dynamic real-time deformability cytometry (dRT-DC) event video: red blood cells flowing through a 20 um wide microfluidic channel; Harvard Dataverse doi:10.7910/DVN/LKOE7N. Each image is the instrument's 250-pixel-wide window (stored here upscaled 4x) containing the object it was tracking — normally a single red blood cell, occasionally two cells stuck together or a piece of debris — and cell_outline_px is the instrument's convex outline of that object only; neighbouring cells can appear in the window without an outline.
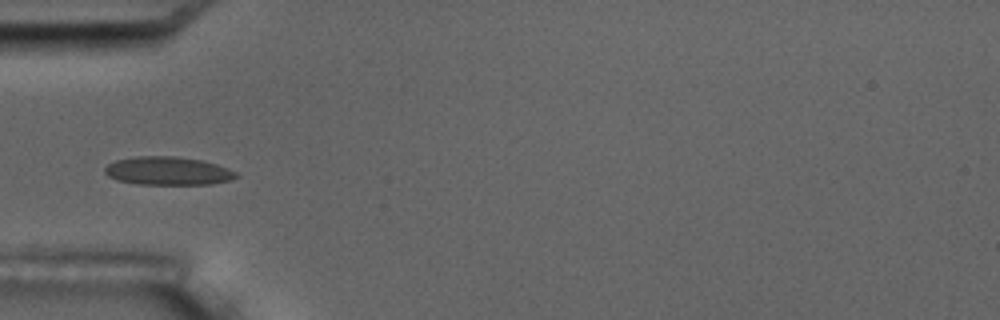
{"species": "common noctule bat (a hibernating species)", "species_latin": "Nyctalus noctula", "temperature_condition": "room temperature", "stored_images_in_passage": 11, "camera_frame_rate_fps": 3000, "um_per_image_px": 0.085, "animal": {"sex": "male", "body_mass_g": 17.5, "forearm_length_mm": 52.3}, "frame": {"image": 1, "passage_image": 4, "time_ms": 4.667, "image_size_px": [1000, 320], "cell_outline_px": [[240, 176], [232, 180], [212, 184], [136, 184], [116, 180], [108, 176], [104, 172], [104, 168], [108, 164], [116, 160], [136, 156], [176, 156], [204, 160], [228, 168], [236, 172]], "centroid_in_image_um": [14.29, 14.52], "position_along_channel_um": 70.7, "area_um2": 21.91}}
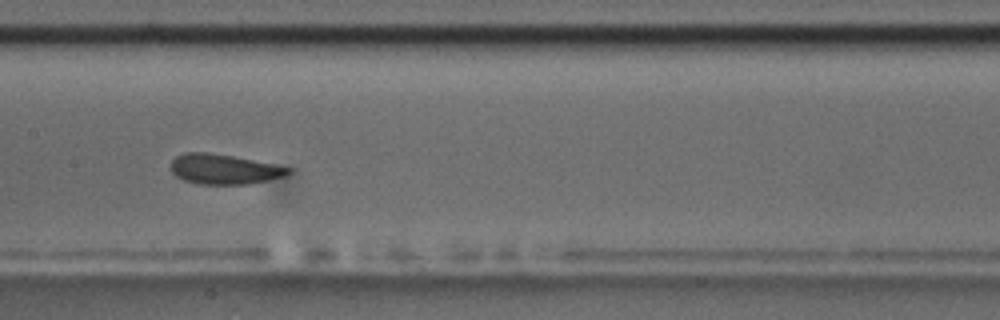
{"frame": {"image": 2, "passage_image": 7, "time_ms": 8.0, "image_size_px": [1000, 320], "cell_outline_px": [[292, 172], [284, 176], [268, 180], [248, 184], [200, 184], [184, 180], [176, 176], [172, 172], [172, 160], [176, 156], [184, 152], [208, 152], [232, 156], [292, 168]], "centroid_in_image_um": [19.03, 14.38], "position_along_channel_um": 188.4, "area_um2": 20.35}}
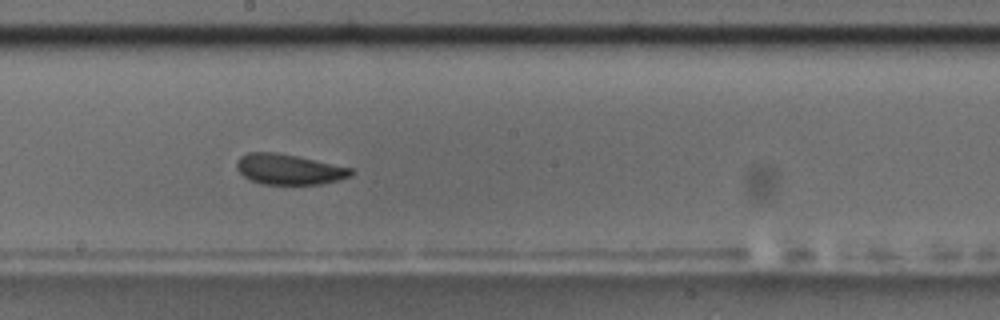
{"frame": {"image": 3, "passage_image": 8, "time_ms": 9.0, "image_size_px": [1000, 320], "cell_outline_px": [[356, 172], [352, 176], [340, 180], [320, 184], [260, 184], [244, 176], [236, 168], [236, 160], [240, 156], [248, 152], [276, 152], [296, 156], [352, 168]], "centroid_in_image_um": [24.57, 14.39], "position_along_channel_um": 223.6, "area_um2": 20.35}}